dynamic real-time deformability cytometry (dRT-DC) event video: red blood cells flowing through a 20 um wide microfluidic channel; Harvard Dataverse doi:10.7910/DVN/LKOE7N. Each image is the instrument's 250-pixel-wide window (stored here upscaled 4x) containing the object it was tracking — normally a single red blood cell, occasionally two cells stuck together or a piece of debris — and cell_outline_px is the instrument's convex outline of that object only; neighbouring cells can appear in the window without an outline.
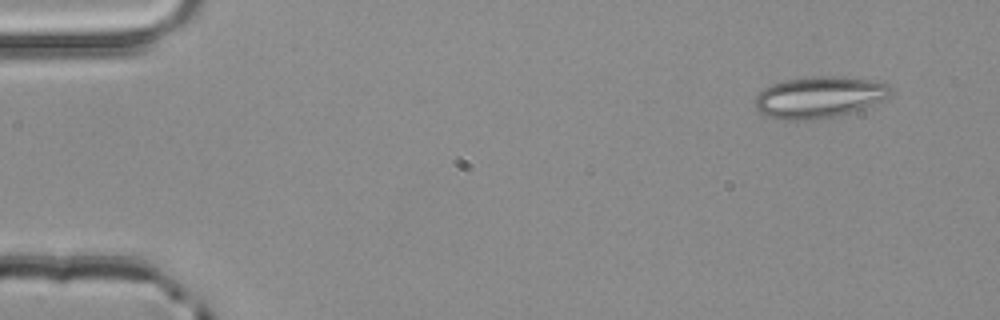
{"species": "common noctule bat (a hibernating species)", "species_latin": "Nyctalus noctula", "temperature_condition": "room temperature", "stored_images_in_passage": 4, "camera_frame_rate_fps": 3000, "um_per_image_px": 0.085, "animal": {"sex": "male", "body_mass_g": 20.4}, "frame": {"image": 1, "passage_image": 1, "time_ms": 0.0, "image_size_px": [1000, 320], "cell_outline_px": [[892, 92], [888, 96], [880, 100], [860, 108], [848, 112], [832, 116], [812, 120], [784, 120], [768, 116], [760, 112], [756, 108], [756, 96], [764, 88], [772, 84], [784, 80], [812, 76], [844, 76], [876, 80], [888, 84]], "centroid_in_image_um": [69.61, 8.23], "position_along_channel_um": 15.4, "area_um2": 32.43}}